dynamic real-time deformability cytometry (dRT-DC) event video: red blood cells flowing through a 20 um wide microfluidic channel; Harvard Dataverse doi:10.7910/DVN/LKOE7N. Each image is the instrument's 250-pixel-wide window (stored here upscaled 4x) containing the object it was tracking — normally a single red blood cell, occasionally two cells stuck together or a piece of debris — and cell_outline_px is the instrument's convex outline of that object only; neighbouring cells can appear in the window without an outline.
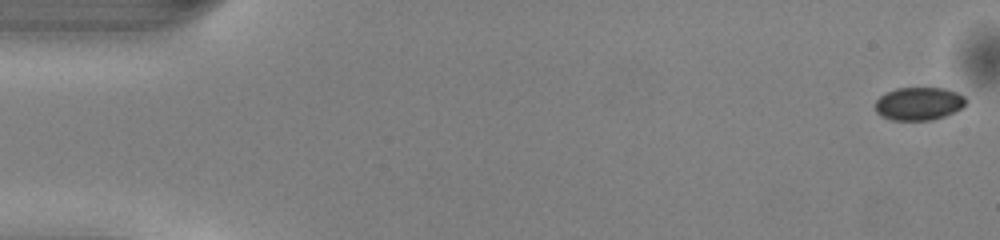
{"species": "common noctule bat (a hibernating species)", "species_latin": "Nyctalus noctula", "temperature_condition": "warm", "stored_images_in_passage": 50, "camera_frame_rate_fps": 3000, "um_per_image_px": 0.085, "animal": {"sex": "male", "body_mass_g": 13.0, "forearm_length_mm": 53.1}, "frame": {"image": 1, "passage_image": 1, "time_ms": 0.0, "image_size_px": [1000, 240], "cell_outline_px": [[964, 104], [960, 108], [944, 116], [932, 120], [892, 120], [880, 116], [876, 112], [876, 100], [880, 96], [896, 88], [944, 88], [956, 92], [964, 96]], "centroid_in_image_um": [78.06, 8.81], "position_along_channel_um": 6.9, "area_um2": 17.22}}
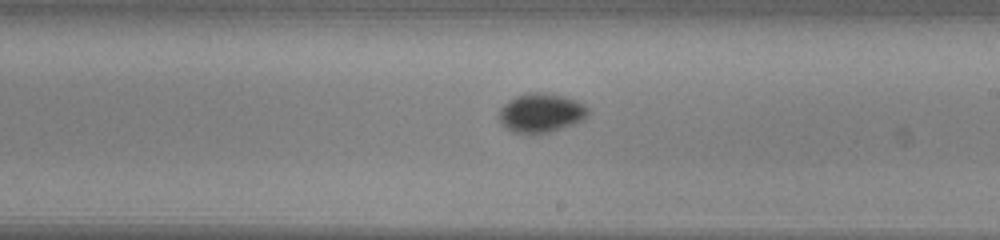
{"frame": {"image": 2, "passage_image": 29, "time_ms": 9.333, "image_size_px": [1000, 240], "cell_outline_px": [[588, 112], [580, 120], [572, 124], [552, 132], [512, 132], [500, 120], [500, 108], [508, 100], [516, 96], [528, 92], [540, 92], [564, 96], [576, 100], [584, 104], [588, 108]], "centroid_in_image_um": [45.98, 9.56], "position_along_channel_um": 243.0, "area_um2": 19.77}}
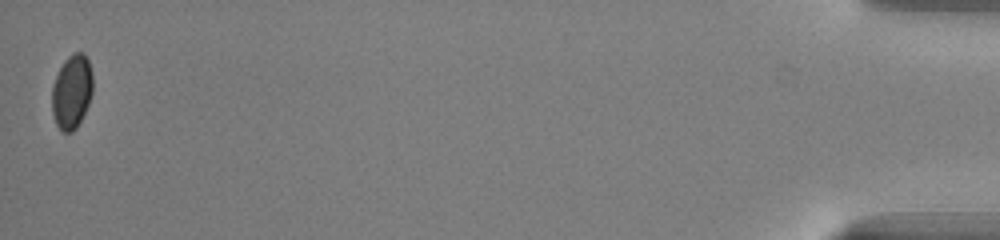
{"frame": {"image": 3, "passage_image": 50, "time_ms": 16.333, "image_size_px": [1000, 240], "cell_outline_px": [[92, 92], [88, 104], [76, 128], [72, 132], [64, 132], [56, 124], [52, 112], [52, 84], [64, 60], [72, 52], [84, 52], [88, 60], [92, 72]], "centroid_in_image_um": [6.1, 7.76], "position_along_channel_um": 429.1, "area_um2": 17.57}, "authors_computed_cell_mechanics": {"area_um2": 18.5538, "velocity_mm_per_s": 4.0838, "shape_relaxation_time_tau1_ms": 2.0752, "shape_relaxation_time_tau2_ms": null, "deformation_change_tau1": 0.0457, "deformation_change_tau2": null}}